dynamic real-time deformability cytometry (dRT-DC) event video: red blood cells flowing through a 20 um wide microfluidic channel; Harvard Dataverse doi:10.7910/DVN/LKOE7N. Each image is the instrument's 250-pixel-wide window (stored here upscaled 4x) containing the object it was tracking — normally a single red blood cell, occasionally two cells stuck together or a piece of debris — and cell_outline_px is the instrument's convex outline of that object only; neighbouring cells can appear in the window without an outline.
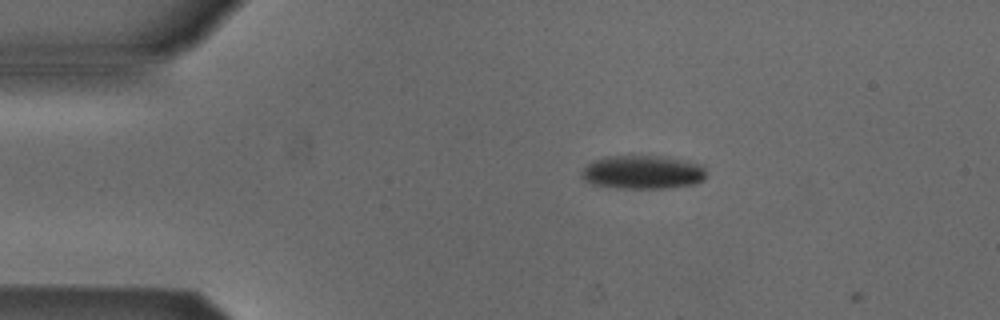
{"species": "Egyptian fruit bat (a non-hibernating species)", "species_latin": "Rousettus aegyptiacus", "temperature_condition": "cold", "stored_images_in_passage": 2, "camera_frame_rate_fps": 3000, "um_per_image_px": 0.085, "animal": {"sex": "male"}, "frame": {"image": 1, "passage_image": 1, "time_ms": 0.0, "image_size_px": [1000, 320], "cell_outline_px": [[704, 180], [696, 184], [668, 188], [616, 188], [592, 184], [584, 180], [580, 176], [580, 172], [588, 164], [604, 156], [668, 156], [704, 164]], "centroid_in_image_um": [54.65, 14.63], "position_along_channel_um": 30.3, "area_um2": 24.74}}